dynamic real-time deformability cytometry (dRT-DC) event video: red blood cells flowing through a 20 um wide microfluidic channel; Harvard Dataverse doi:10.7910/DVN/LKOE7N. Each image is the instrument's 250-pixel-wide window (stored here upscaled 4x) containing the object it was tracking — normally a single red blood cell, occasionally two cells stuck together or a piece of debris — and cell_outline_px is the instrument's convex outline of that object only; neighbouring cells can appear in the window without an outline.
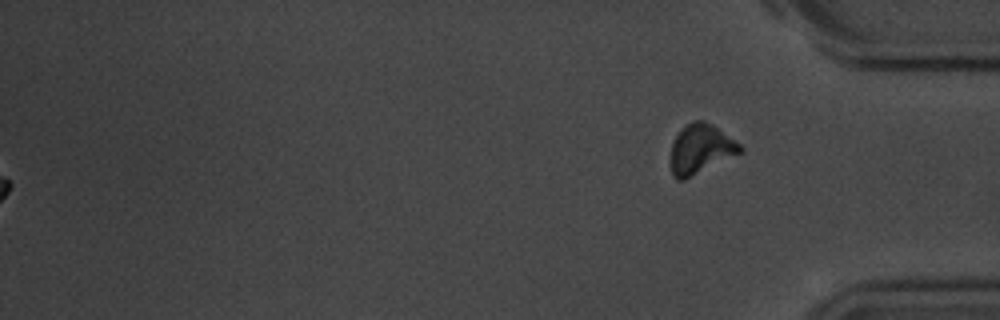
{"species": "common noctule bat (a hibernating species)", "species_latin": "Nyctalus noctula", "temperature_condition": "room temperature", "stored_images_in_passage": 57, "segment_of_instrument_passage": [2, 2], "camera_frame_rate_fps": 3000, "um_per_image_px": 0.085, "animal": {"sex": "male", "body_mass_g": 20.1, "forearm_length_mm": 53.5}, "frame": {"image": 1, "passage_image": 57, "time_ms": 18.667, "image_size_px": [1000, 320], "cell_outline_px": [[744, 152], [684, 180], [676, 180], [672, 176], [672, 144], [680, 128], [692, 120], [704, 120], [712, 124], [740, 144], [744, 148]], "centroid_in_image_um": [59.58, 12.67], "position_along_channel_um": 375.6, "area_um2": 20.11}}